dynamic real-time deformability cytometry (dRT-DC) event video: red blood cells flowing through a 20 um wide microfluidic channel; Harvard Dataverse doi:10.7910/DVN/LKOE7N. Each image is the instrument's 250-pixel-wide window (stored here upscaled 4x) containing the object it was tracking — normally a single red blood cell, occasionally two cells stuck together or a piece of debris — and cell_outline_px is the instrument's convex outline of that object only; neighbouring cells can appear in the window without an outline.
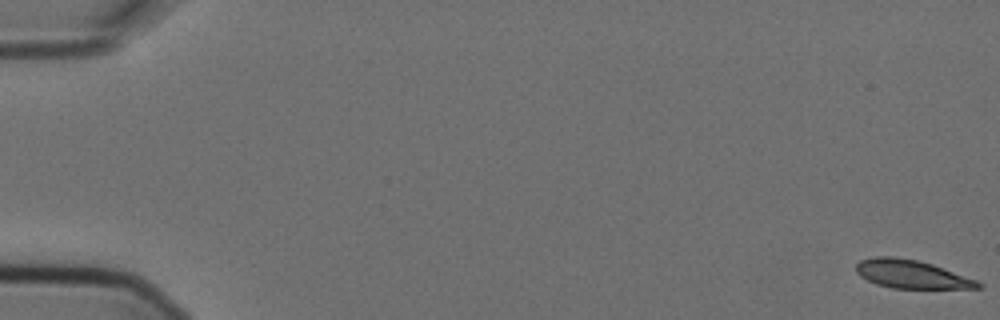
{"species": "Egyptian fruit bat (a non-hibernating species)", "species_latin": "Rousettus aegyptiacus", "temperature_condition": "cold", "stored_images_in_passage": 5, "camera_frame_rate_fps": 3000, "um_per_image_px": 0.085, "animal": {"sex": "female"}, "frame": {"image": 1, "passage_image": 1, "time_ms": 0.0, "image_size_px": [1000, 320], "cell_outline_px": [[984, 288], [892, 288], [876, 284], [860, 276], [856, 272], [856, 264], [860, 260], [876, 256], [892, 256], [916, 260], [932, 264], [976, 280], [984, 284]], "centroid_in_image_um": [77.46, 23.31], "position_along_channel_um": 7.5, "area_um2": 20.0}}
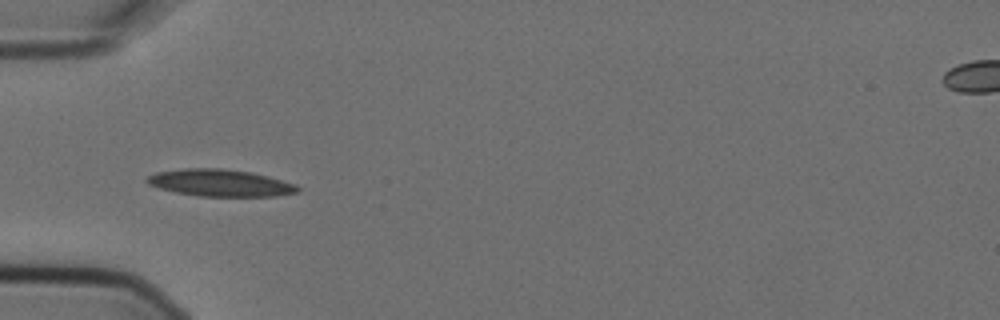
{"frame": {"image": 2, "passage_image": 5, "time_ms": 1.333, "image_size_px": [1000, 320], "cell_outline_px": [[300, 192], [276, 196], [200, 196], [176, 192], [160, 188], [148, 184], [144, 180], [148, 176], [156, 172], [184, 168], [220, 168], [252, 172], [268, 176], [296, 184], [300, 188]], "centroid_in_image_um": [18.73, 15.54], "position_along_channel_um": 66.3, "area_um2": 23.76}}